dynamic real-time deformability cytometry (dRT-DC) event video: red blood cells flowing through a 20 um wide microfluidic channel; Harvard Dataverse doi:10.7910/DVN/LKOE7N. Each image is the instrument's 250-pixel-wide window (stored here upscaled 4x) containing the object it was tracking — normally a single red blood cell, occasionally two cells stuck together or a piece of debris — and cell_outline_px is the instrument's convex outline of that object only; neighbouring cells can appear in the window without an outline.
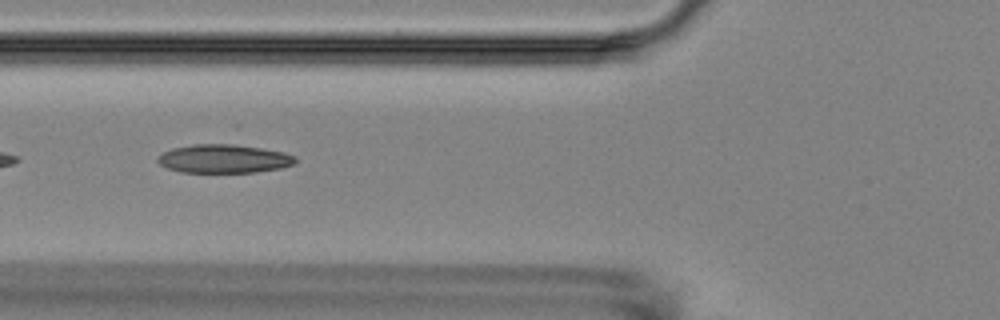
{"species": "Egyptian fruit bat (a non-hibernating species)", "species_latin": "Rousettus aegyptiacus", "temperature_condition": "room temperature", "stored_images_in_passage": 6, "camera_frame_rate_fps": 3000, "um_per_image_px": 0.085, "animal": {"sex": "female"}, "frame": {"image": 1, "passage_image": 4, "time_ms": 3.667, "image_size_px": [1000, 320], "cell_outline_px": [[296, 160], [292, 164], [280, 168], [256, 172], [180, 172], [168, 168], [160, 164], [156, 160], [164, 152], [172, 148], [196, 144], [232, 144], [260, 148], [284, 152], [296, 156]], "centroid_in_image_um": [19.03, 13.49], "position_along_channel_um": 106.8, "area_um2": 22.66}}
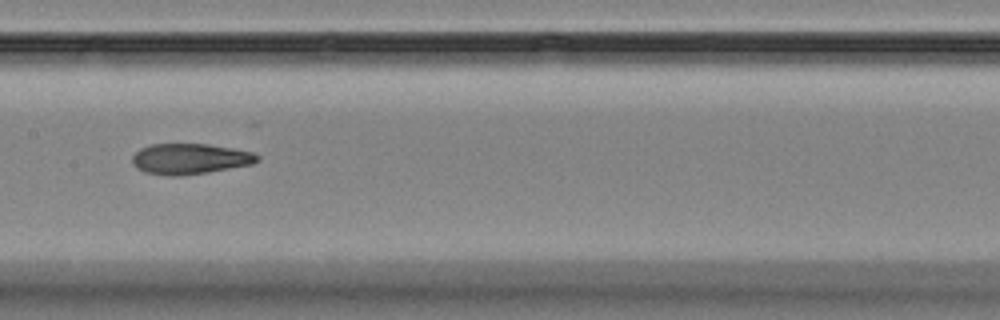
{"frame": {"image": 2, "passage_image": 6, "time_ms": 6.0, "image_size_px": [1000, 320], "cell_outline_px": [[260, 160], [252, 164], [208, 172], [180, 176], [164, 176], [144, 172], [136, 168], [132, 164], [132, 156], [140, 148], [152, 144], [208, 144], [232, 148], [252, 152], [260, 156]], "centroid_in_image_um": [16.12, 13.51], "position_along_channel_um": 191.3, "area_um2": 22.48}}